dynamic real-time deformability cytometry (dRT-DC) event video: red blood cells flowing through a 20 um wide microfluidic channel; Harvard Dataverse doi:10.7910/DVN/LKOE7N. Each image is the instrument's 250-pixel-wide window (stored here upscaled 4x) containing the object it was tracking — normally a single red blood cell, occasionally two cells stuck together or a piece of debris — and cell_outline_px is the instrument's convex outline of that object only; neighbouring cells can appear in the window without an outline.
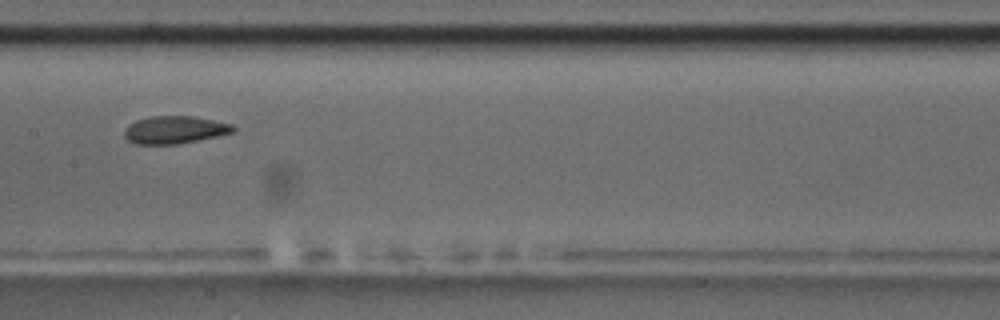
{"species": "common noctule bat (a hibernating species)", "species_latin": "Nyctalus noctula", "temperature_condition": "room temperature", "stored_images_in_passage": 6, "camera_frame_rate_fps": 3000, "um_per_image_px": 0.085, "animal": {"sex": "male", "body_mass_g": 17.5, "forearm_length_mm": 52.3}, "frame": {"image": 1, "passage_image": 5, "time_ms": 5.667, "image_size_px": [1000, 320], "cell_outline_px": [[236, 128], [232, 132], [216, 136], [176, 144], [136, 144], [128, 140], [124, 136], [124, 128], [128, 124], [136, 120], [148, 116], [192, 116], [232, 124]], "centroid_in_image_um": [14.78, 11.02], "position_along_channel_um": 192.6, "area_um2": 17.4}}
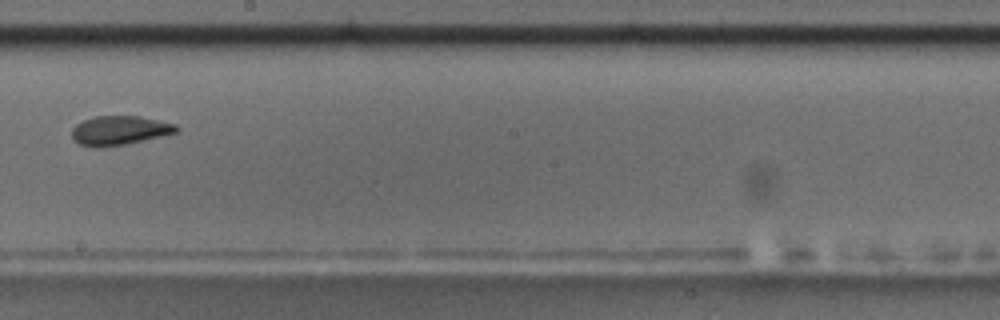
{"frame": {"image": 2, "passage_image": 6, "time_ms": 7.0, "image_size_px": [1000, 320], "cell_outline_px": [[180, 128], [176, 132], [160, 136], [124, 144], [100, 148], [96, 148], [80, 144], [72, 140], [72, 128], [76, 124], [92, 116], [140, 116], [176, 124]], "centroid_in_image_um": [10.12, 11.08], "position_along_channel_um": 238.1, "area_um2": 17.74}}